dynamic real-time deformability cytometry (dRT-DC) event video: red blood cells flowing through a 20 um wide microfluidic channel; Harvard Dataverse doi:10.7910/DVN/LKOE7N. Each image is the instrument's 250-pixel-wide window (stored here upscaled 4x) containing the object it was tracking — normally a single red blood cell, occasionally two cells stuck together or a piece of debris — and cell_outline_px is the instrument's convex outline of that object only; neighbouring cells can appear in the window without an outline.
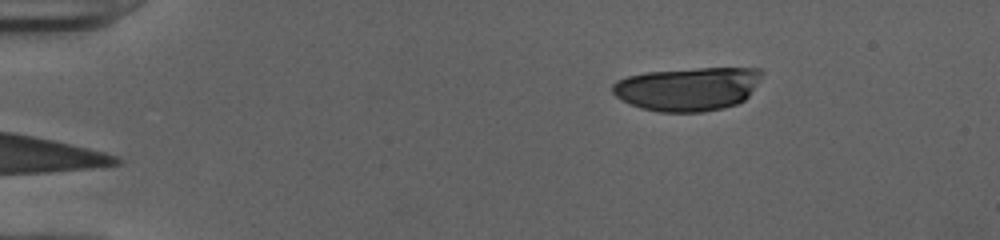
{"species": "human", "species_latin": "Homo sapiens", "temperature_condition": "cold", "stored_images_in_passage": 35, "camera_frame_rate_fps": 3000, "um_per_image_px": 0.085, "donor": {"sex": "female"}, "frame": {"image": 1, "passage_image": 1, "time_ms": 0.0, "image_size_px": [1000, 240], "cell_outline_px": [[764, 72], [748, 96], [744, 100], [736, 104], [724, 108], [704, 112], [660, 112], [640, 108], [616, 96], [612, 92], [612, 84], [616, 80], [628, 76], [648, 72], [696, 68], [760, 68]], "centroid_in_image_um": [58.47, 7.55], "position_along_channel_um": 26.5, "area_um2": 37.86}}
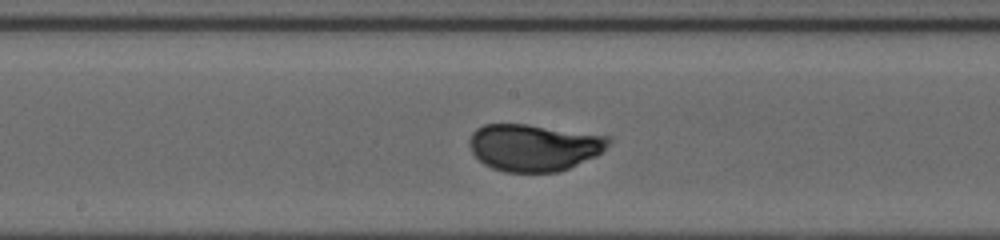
{"frame": {"image": 2, "passage_image": 20, "time_ms": 6.333, "image_size_px": [1000, 240], "cell_outline_px": [[612, 140], [596, 156], [560, 172], [504, 172], [492, 168], [484, 164], [472, 152], [468, 144], [468, 140], [472, 132], [476, 128], [484, 124], [528, 124], [612, 136]], "centroid_in_image_um": [45.37, 12.52], "position_along_channel_um": 202.8, "area_um2": 38.38}}
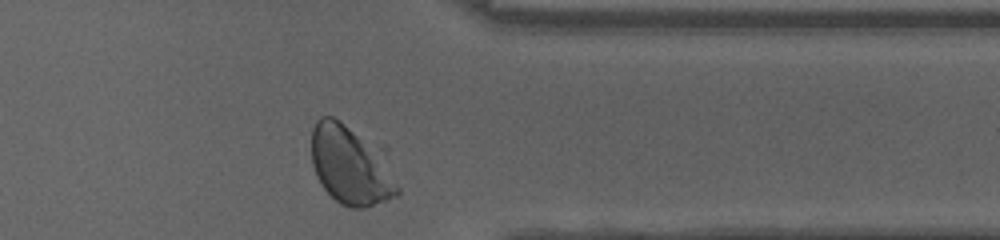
{"frame": {"image": 3, "passage_image": 34, "time_ms": 11.0, "image_size_px": [1000, 240], "cell_outline_px": [[400, 192], [396, 196], [364, 208], [352, 208], [340, 204], [320, 184], [316, 176], [312, 164], [312, 128], [316, 120], [320, 116], [332, 116], [340, 120], [356, 136], [400, 188]], "centroid_in_image_um": [29.6, 14.14], "position_along_channel_um": 381.8, "area_um2": 36.18}, "authors_computed_cell_mechanics": {"area_um2": 38.2636, "velocity_mm_per_s": 3.9424, "shape_relaxation_time_tau1_ms": 2.8391, "shape_relaxation_time_tau2_ms": null, "deformation_change_tau1": 0.1703, "deformation_change_tau2": null}}